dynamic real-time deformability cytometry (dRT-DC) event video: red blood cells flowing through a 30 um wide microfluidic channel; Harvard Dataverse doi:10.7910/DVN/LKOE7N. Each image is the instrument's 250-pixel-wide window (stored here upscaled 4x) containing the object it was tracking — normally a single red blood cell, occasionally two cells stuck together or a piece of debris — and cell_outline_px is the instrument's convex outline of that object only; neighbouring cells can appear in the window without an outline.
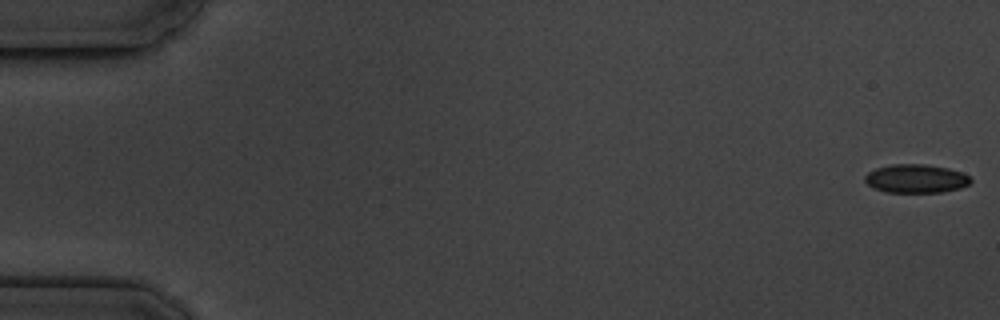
{"species": "common noctule bat (a hibernating species)", "species_latin": "Nyctalus noctula", "temperature_condition": "cold", "stored_images_in_passage": 6, "camera_frame_rate_fps": 3000, "um_per_image_px": 0.085, "animal": {"sex": "male", "body_mass_g": 19.5, "forearm_length_mm": 54.6}, "frame": {"image": 1, "passage_image": 1, "time_ms": 0.0, "image_size_px": [1000, 320], "cell_outline_px": [[972, 180], [968, 184], [960, 188], [940, 192], [884, 192], [872, 188], [864, 180], [864, 176], [868, 172], [876, 168], [892, 164], [924, 164], [948, 168], [972, 176]], "centroid_in_image_um": [77.84, 15.18], "position_along_channel_um": 7.2, "area_um2": 17.69}}
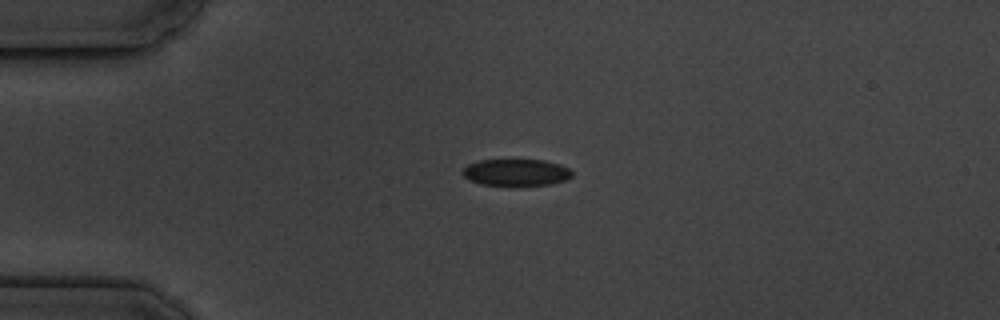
{"frame": {"image": 2, "passage_image": 5, "time_ms": 4.333, "image_size_px": [1000, 320], "cell_outline_px": [[572, 176], [564, 180], [552, 184], [480, 184], [468, 180], [460, 172], [468, 164], [480, 160], [544, 160], [560, 164], [568, 168], [572, 172]], "centroid_in_image_um": [43.84, 14.63], "position_along_channel_um": 41.2, "area_um2": 16.76}}